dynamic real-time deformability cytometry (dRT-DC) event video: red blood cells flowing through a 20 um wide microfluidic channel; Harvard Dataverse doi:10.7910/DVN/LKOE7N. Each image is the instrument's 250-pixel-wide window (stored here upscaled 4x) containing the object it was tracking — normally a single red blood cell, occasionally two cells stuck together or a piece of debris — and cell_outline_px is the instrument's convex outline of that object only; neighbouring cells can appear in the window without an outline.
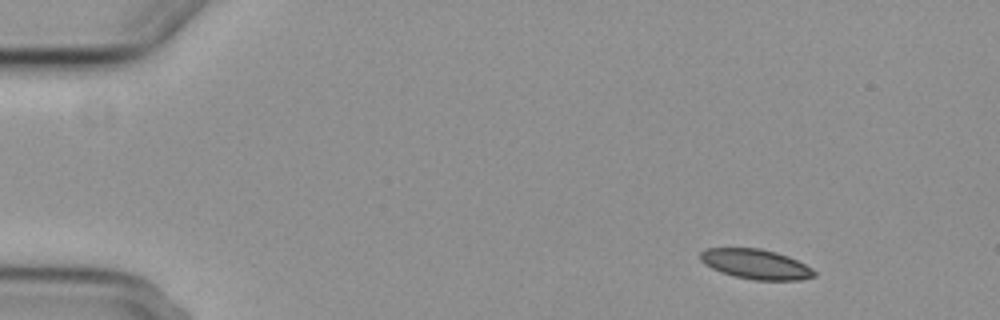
{"species": "common noctule bat (a hibernating species)", "species_latin": "Nyctalus noctula", "temperature_condition": "cold", "stored_images_in_passage": 4, "camera_frame_rate_fps": 3000, "um_per_image_px": 0.085, "animal": {"sex": "female", "body_mass_g": 29.2, "forearm_length_mm": 56.3}, "frame": {"image": 1, "passage_image": 2, "time_ms": 1.333, "image_size_px": [1000, 320], "cell_outline_px": [[816, 276], [800, 280], [752, 280], [720, 272], [704, 264], [700, 260], [700, 252], [704, 248], [760, 248], [776, 252], [788, 256], [812, 268], [816, 272]], "centroid_in_image_um": [64.23, 22.45], "position_along_channel_um": 20.8, "area_um2": 19.88}}